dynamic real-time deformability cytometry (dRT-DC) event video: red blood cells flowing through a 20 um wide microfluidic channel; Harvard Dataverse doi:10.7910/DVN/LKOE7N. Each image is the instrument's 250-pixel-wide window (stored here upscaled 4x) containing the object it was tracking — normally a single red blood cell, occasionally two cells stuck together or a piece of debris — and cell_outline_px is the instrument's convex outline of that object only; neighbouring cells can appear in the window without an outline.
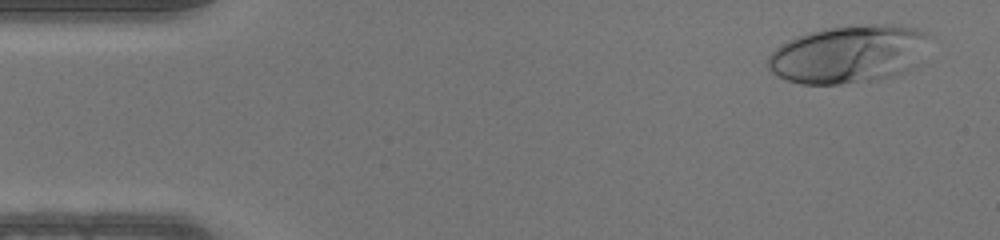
{"species": "human", "species_latin": "Homo sapiens", "temperature_condition": "warm", "stored_images_in_passage": 47, "camera_frame_rate_fps": 3000, "um_per_image_px": 0.085, "donor": {"sex": "male"}, "frame": {"image": 1, "passage_image": 3, "time_ms": 0.667, "image_size_px": [1000, 240], "cell_outline_px": [[932, 32], [920, 68], [880, 80], [840, 84], [800, 84], [788, 80], [772, 72], [768, 68], [768, 56], [780, 44], [796, 36], [824, 28], [872, 24], [892, 24], [916, 28]], "centroid_in_image_um": [72.26, 4.6], "position_along_channel_um": 12.7, "area_um2": 55.72}}
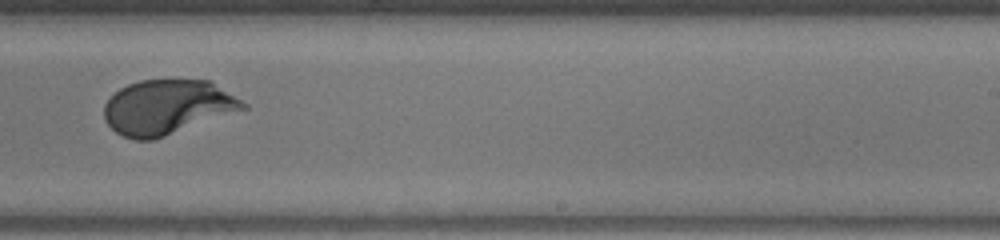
{"frame": {"image": 2, "passage_image": 29, "time_ms": 9.333, "image_size_px": [1000, 240], "cell_outline_px": [[248, 108], [152, 140], [136, 140], [124, 136], [116, 132], [104, 120], [104, 104], [120, 88], [128, 84], [140, 80], [212, 80], [248, 104]], "centroid_in_image_um": [14.24, 9.09], "position_along_channel_um": 274.8, "area_um2": 44.1}}
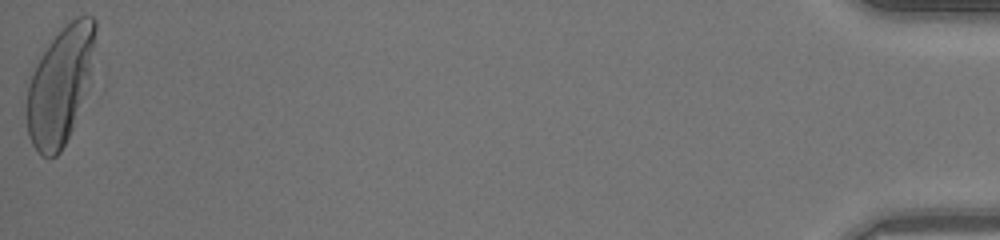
{"frame": {"image": 3, "passage_image": 47, "time_ms": 15.333, "image_size_px": [1000, 240], "cell_outline_px": [[96, 28], [88, 72], [72, 128], [60, 152], [56, 156], [40, 156], [32, 144], [28, 136], [24, 112], [24, 108], [28, 88], [36, 64], [40, 56], [52, 40], [76, 16], [92, 16], [96, 20]], "centroid_in_image_um": [5.01, 7.32], "position_along_channel_um": 430.2, "area_um2": 45.03}}